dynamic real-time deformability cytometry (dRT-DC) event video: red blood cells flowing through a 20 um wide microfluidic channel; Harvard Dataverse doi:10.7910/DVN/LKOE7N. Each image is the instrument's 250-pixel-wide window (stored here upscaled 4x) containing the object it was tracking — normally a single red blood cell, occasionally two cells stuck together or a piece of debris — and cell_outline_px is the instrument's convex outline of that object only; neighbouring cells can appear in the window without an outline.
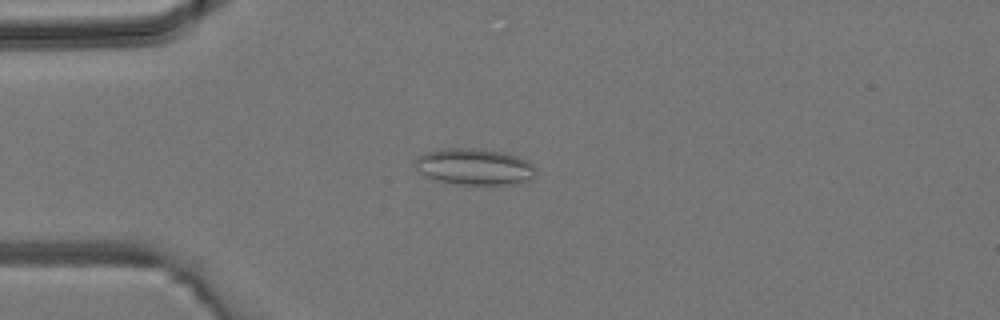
{"species": "common noctule bat (a hibernating species)", "species_latin": "Nyctalus noctula", "temperature_condition": "room temperature", "stored_images_in_passage": 45, "camera_frame_rate_fps": 3000, "um_per_image_px": 0.085, "animal": {"sex": "male", "body_mass_g": 19.2, "forearm_length_mm": 51.8}, "frame": {"image": 1, "passage_image": 12, "time_ms": 3.667, "image_size_px": [1000, 320], "cell_outline_px": [[536, 176], [532, 180], [512, 184], [456, 184], [436, 180], [420, 172], [416, 168], [416, 160], [424, 152], [440, 148], [480, 148], [504, 152], [528, 160], [536, 168]], "centroid_in_image_um": [40.37, 14.16], "position_along_channel_um": 44.6, "area_um2": 25.78}}
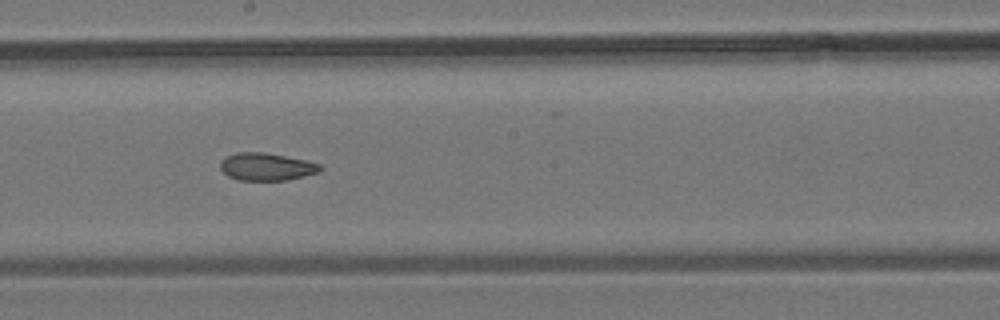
{"frame": {"image": 2, "passage_image": 25, "time_ms": 8.0, "image_size_px": [1000, 320], "cell_outline_px": [[324, 168], [320, 172], [288, 180], [236, 180], [228, 176], [220, 168], [220, 160], [224, 156], [236, 152], [264, 152], [304, 160], [320, 164]], "centroid_in_image_um": [22.63, 14.17], "position_along_channel_um": 225.6, "area_um2": 16.18}}
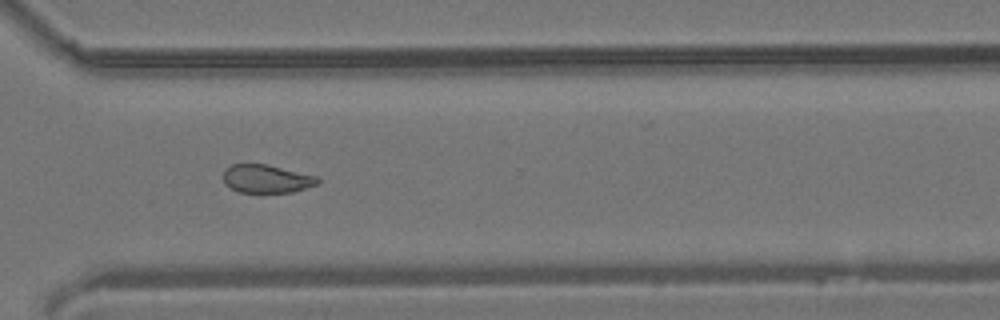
{"frame": {"image": 3, "passage_image": 33, "time_ms": 10.667, "image_size_px": [1000, 320], "cell_outline_px": [[320, 180], [316, 184], [292, 192], [236, 192], [224, 184], [224, 168], [232, 164], [268, 164], [316, 176]], "centroid_in_image_um": [22.6, 15.19], "position_along_channel_um": 348.0, "area_um2": 15.49}}